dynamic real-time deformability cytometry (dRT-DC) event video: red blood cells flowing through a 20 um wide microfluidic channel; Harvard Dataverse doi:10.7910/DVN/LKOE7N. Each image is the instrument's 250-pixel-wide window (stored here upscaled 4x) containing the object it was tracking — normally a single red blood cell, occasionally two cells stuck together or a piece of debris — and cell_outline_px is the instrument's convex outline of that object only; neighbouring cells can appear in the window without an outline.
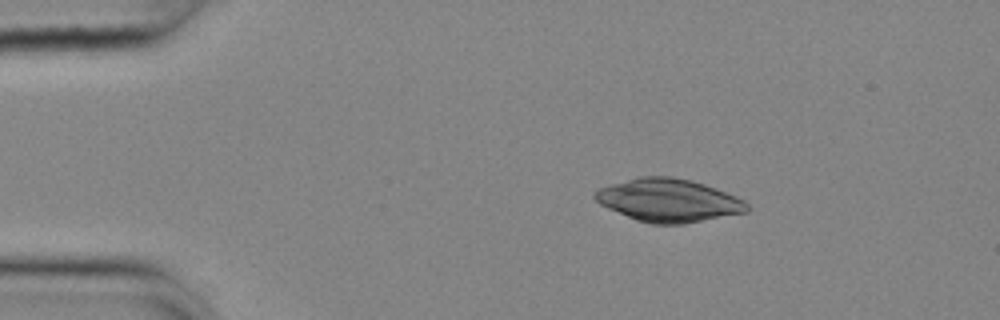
{"species": "common noctule bat (a hibernating species)", "species_latin": "Nyctalus noctula", "temperature_condition": "cold", "stored_images_in_passage": 46, "camera_frame_rate_fps": 3000, "um_per_image_px": 0.085, "animal": {"sex": "female", "body_mass_g": 25.1}, "frame": {"image": 1, "passage_image": 1, "time_ms": 0.0, "image_size_px": [1000, 320], "cell_outline_px": [[748, 212], [684, 224], [652, 224], [636, 220], [608, 208], [600, 204], [592, 196], [600, 188], [612, 184], [640, 176], [672, 176], [692, 180], [716, 188], [736, 196], [744, 200], [748, 204]], "centroid_in_image_um": [56.85, 17.03], "position_along_channel_um": 28.1, "area_um2": 38.03}}
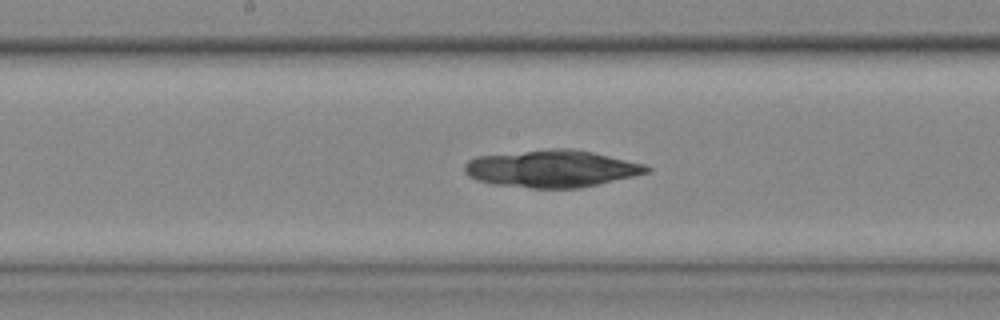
{"frame": {"image": 2, "passage_image": 20, "time_ms": 6.333, "image_size_px": [1000, 320], "cell_outline_px": [[652, 172], [580, 188], [532, 188], [492, 184], [476, 180], [468, 176], [464, 172], [464, 164], [468, 160], [476, 156], [552, 148], [572, 148], [592, 152], [644, 164], [652, 168]], "centroid_in_image_um": [46.88, 14.33], "position_along_channel_um": 201.3, "area_um2": 39.65}}
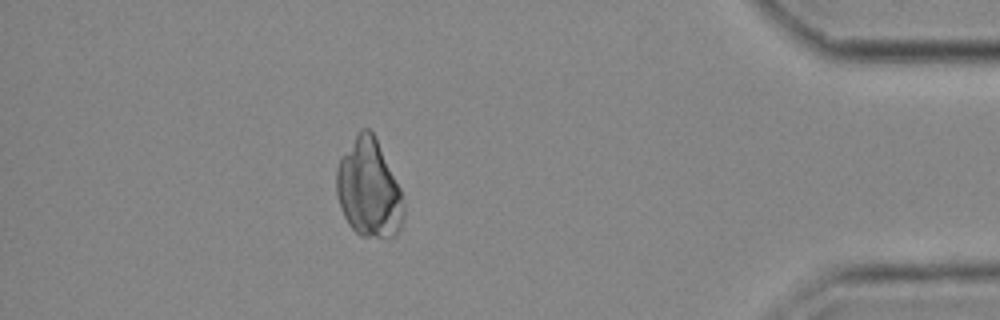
{"frame": {"image": 3, "passage_image": 40, "time_ms": 13.0, "image_size_px": [1000, 320], "cell_outline_px": [[404, 216], [400, 228], [396, 236], [360, 236], [348, 224], [340, 208], [336, 192], [336, 168], [340, 160], [360, 128], [368, 128], [376, 136], [400, 188], [404, 200]], "centroid_in_image_um": [31.36, 16.02], "position_along_channel_um": 403.8, "area_um2": 38.44}}